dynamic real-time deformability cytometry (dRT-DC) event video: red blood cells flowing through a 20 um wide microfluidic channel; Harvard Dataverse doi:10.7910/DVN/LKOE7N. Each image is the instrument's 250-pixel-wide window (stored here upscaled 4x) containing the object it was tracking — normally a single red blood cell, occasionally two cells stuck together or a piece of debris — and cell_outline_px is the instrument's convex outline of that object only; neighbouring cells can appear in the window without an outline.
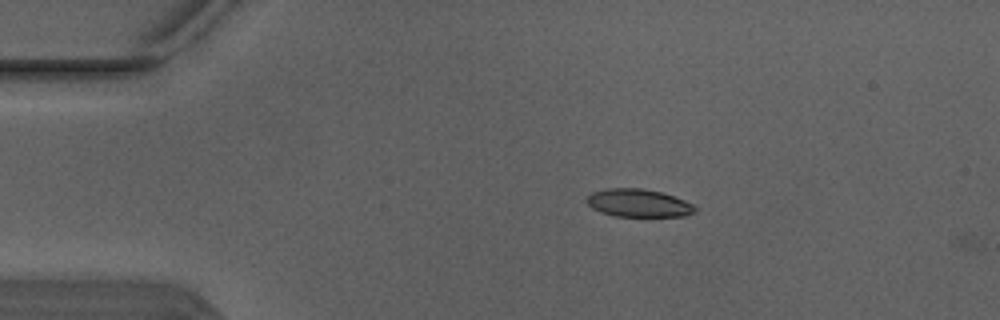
{"species": "Egyptian fruit bat (a non-hibernating species)", "species_latin": "Rousettus aegyptiacus", "temperature_condition": "warm", "stored_images_in_passage": 3, "camera_frame_rate_fps": 3000, "um_per_image_px": 0.085, "animal": {"sex": "male"}, "frame": {"image": 1, "passage_image": 1, "time_ms": 0.0, "image_size_px": [1000, 320], "cell_outline_px": [[696, 212], [684, 216], [616, 216], [600, 212], [592, 208], [584, 200], [592, 192], [604, 188], [644, 188], [660, 192], [684, 200], [692, 204], [696, 208]], "centroid_in_image_um": [54.23, 17.25], "position_along_channel_um": 30.8, "area_um2": 17.63}}